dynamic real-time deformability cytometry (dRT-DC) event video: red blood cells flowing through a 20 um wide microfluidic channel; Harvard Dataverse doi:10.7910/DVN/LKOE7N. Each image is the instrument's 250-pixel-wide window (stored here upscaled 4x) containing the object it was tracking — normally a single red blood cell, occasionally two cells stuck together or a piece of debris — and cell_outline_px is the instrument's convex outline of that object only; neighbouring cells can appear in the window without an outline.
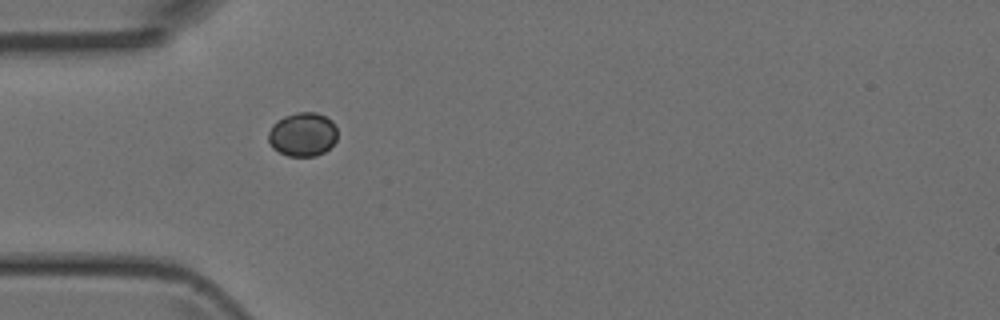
{"species": "Egyptian fruit bat (a non-hibernating species)", "species_latin": "Rousettus aegyptiacus", "temperature_condition": "room temperature", "stored_images_in_passage": 21, "camera_frame_rate_fps": 3000, "um_per_image_px": 0.085, "animal": {"sex": "female"}, "frame": {"image": 1, "passage_image": 1, "time_ms": 0.0, "image_size_px": [1000, 320], "cell_outline_px": [[336, 140], [324, 152], [316, 156], [288, 156], [272, 148], [268, 140], [268, 132], [272, 124], [284, 116], [296, 112], [316, 112], [332, 120], [336, 128]], "centroid_in_image_um": [25.7, 11.42], "position_along_channel_um": 59.3, "area_um2": 17.69}}
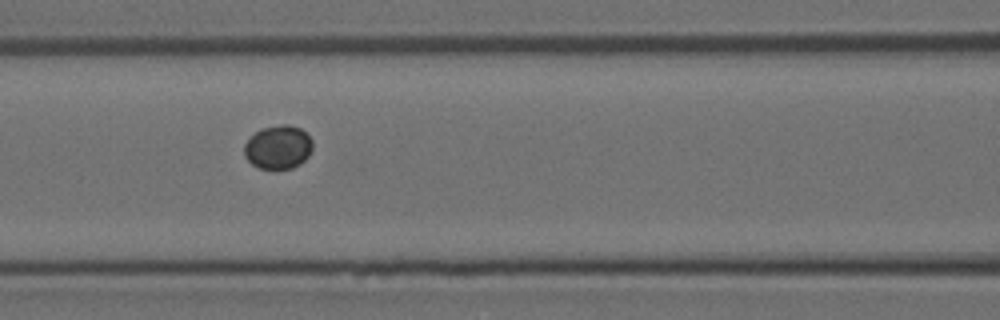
{"frame": {"image": 2, "passage_image": 7, "time_ms": 2.0, "image_size_px": [1000, 320], "cell_outline_px": [[312, 148], [308, 156], [300, 164], [292, 168], [260, 168], [252, 164], [244, 156], [244, 144], [260, 128], [280, 124], [288, 124], [300, 128], [312, 140]], "centroid_in_image_um": [23.63, 12.49], "position_along_channel_um": 143.0, "area_um2": 17.28}}
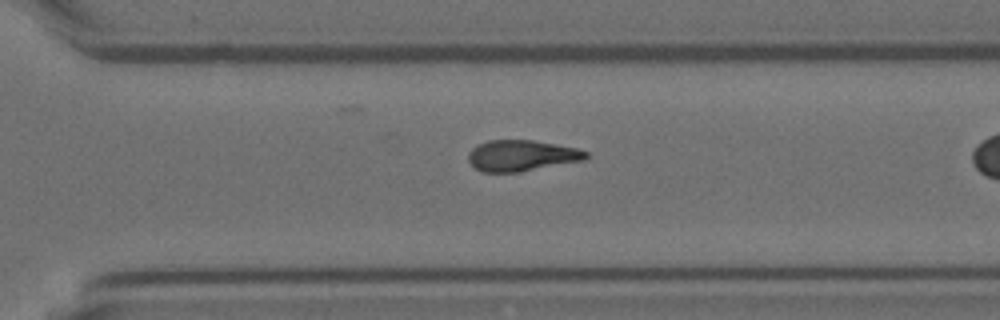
{"frame": {"image": 3, "passage_image": 17, "time_ms": 5.333, "image_size_px": [1000, 320], "cell_outline_px": [[588, 156], [584, 160], [516, 172], [484, 172], [476, 168], [468, 160], [468, 152], [472, 148], [488, 140], [532, 140], [556, 144], [576, 148], [588, 152]], "centroid_in_image_um": [44.32, 13.22], "position_along_channel_um": 326.3, "area_um2": 20.98}}